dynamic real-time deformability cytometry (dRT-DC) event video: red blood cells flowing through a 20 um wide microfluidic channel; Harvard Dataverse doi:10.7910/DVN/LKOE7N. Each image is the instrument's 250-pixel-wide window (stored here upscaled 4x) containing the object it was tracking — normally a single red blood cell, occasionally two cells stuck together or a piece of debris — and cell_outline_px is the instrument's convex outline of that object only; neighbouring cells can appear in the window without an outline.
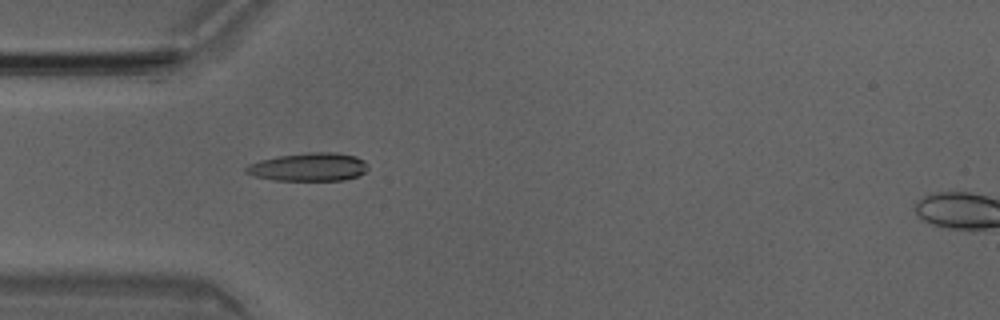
{"species": "Egyptian fruit bat (a non-hibernating species)", "species_latin": "Rousettus aegyptiacus", "temperature_condition": "room temperature", "stored_images_in_passage": 40, "camera_frame_rate_fps": 3000, "um_per_image_px": 0.085, "animal": {"sex": "male"}, "frame": {"image": 1, "passage_image": 4, "time_ms": 1.0, "image_size_px": [1000, 320], "cell_outline_px": [[368, 168], [360, 176], [344, 180], [272, 180], [252, 176], [244, 172], [244, 168], [248, 164], [260, 160], [280, 156], [312, 152], [336, 152], [356, 156], [364, 160], [368, 164]], "centroid_in_image_um": [26.24, 14.2], "position_along_channel_um": 58.8, "area_um2": 20.23}}
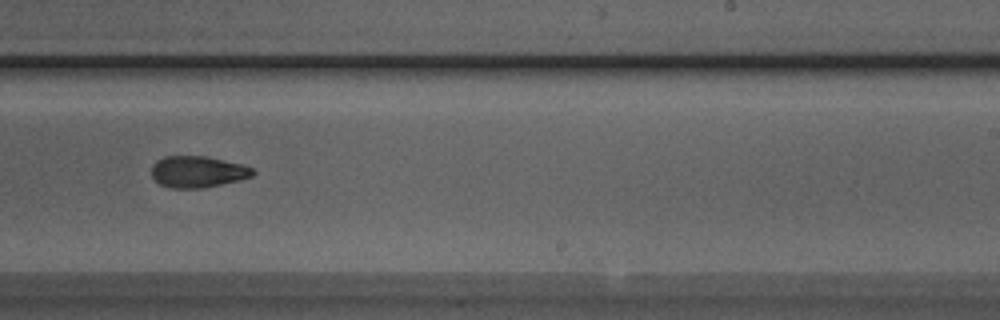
{"frame": {"image": 2, "passage_image": 20, "time_ms": 6.333, "image_size_px": [1000, 320], "cell_outline_px": [[256, 172], [252, 176], [240, 180], [204, 188], [168, 188], [160, 184], [152, 176], [152, 164], [156, 160], [164, 156], [208, 156], [240, 164], [252, 168]], "centroid_in_image_um": [16.79, 14.6], "position_along_channel_um": 272.2, "area_um2": 18.67}}
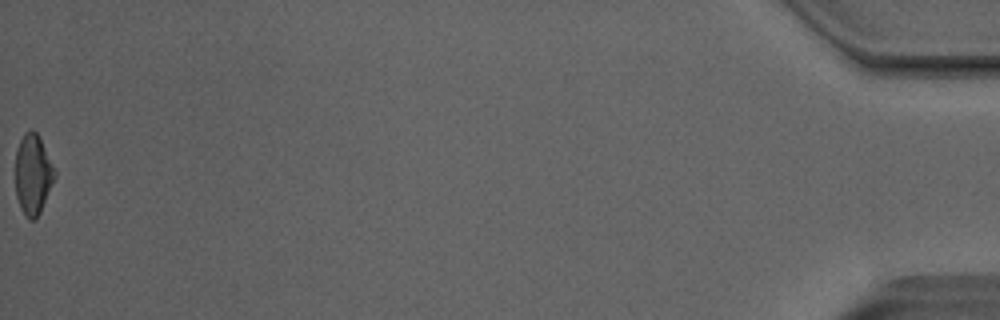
{"frame": {"image": 3, "passage_image": 40, "time_ms": 13.0, "image_size_px": [1000, 320], "cell_outline_px": [[56, 176], [40, 212], [36, 220], [28, 220], [24, 216], [20, 208], [16, 196], [16, 148], [24, 132], [32, 128], [40, 136], [56, 172]], "centroid_in_image_um": [2.8, 14.82], "position_along_channel_um": 432.4, "area_um2": 18.61}, "authors_computed_cell_mechanics": {"area_um2": 18.8717, "velocity_mm_per_s": 4.0536, "shape_relaxation_time_tau1_ms": 5.7636, "shape_relaxation_time_tau2_ms": 4.8686, "deformation_change_tau1": 0.1566, "deformation_change_tau2": 0.1289}}